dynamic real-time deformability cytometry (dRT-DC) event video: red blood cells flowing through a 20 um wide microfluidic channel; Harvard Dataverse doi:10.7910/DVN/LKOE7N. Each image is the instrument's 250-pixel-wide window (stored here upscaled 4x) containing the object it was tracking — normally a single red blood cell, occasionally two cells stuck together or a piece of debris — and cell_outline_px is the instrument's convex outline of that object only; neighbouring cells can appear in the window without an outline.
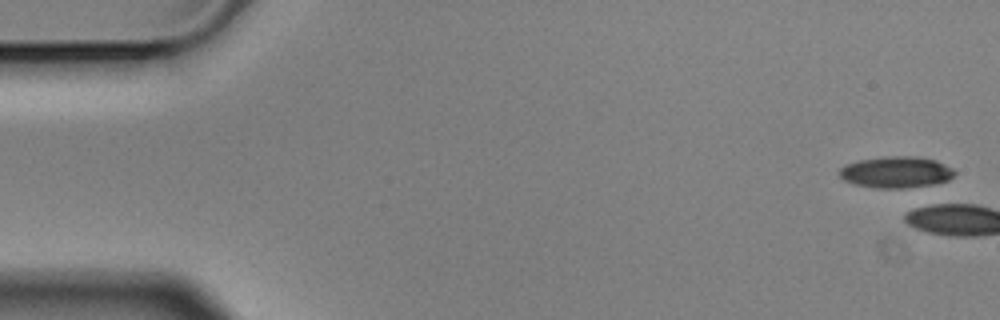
{"species": "Egyptian fruit bat (a non-hibernating species)", "species_latin": "Rousettus aegyptiacus", "temperature_condition": "cold", "stored_images_in_passage": 6, "camera_frame_rate_fps": 3000, "um_per_image_px": 0.085, "animal": {"sex": "male"}, "frame": {"image": 1, "passage_image": 1, "time_ms": 0.0, "image_size_px": [1000, 320], "cell_outline_px": [[956, 172], [948, 180], [932, 184], [904, 188], [876, 188], [856, 184], [844, 180], [840, 176], [840, 168], [848, 164], [860, 160], [884, 156], [916, 156], [936, 160], [952, 168]], "centroid_in_image_um": [76.18, 14.62], "position_along_channel_um": 8.8, "area_um2": 20.87}}
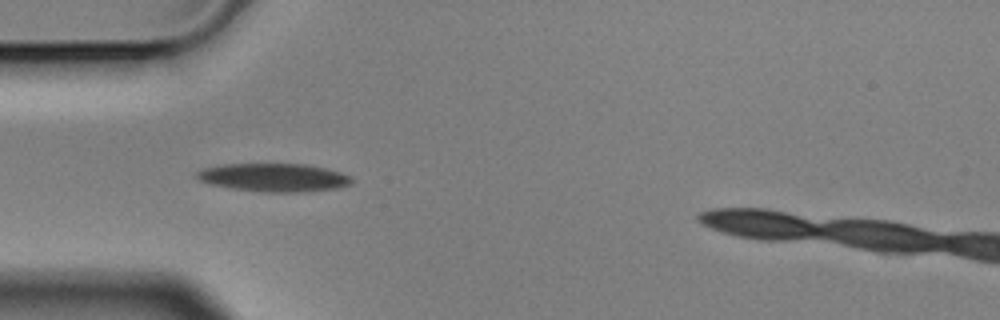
{"frame": {"image": 2, "passage_image": 6, "time_ms": 1.667, "image_size_px": [1000, 320], "cell_outline_px": [[352, 184], [340, 188], [300, 192], [268, 192], [232, 188], [212, 184], [200, 180], [196, 176], [196, 172], [204, 168], [224, 164], [308, 164], [340, 172], [352, 176]], "centroid_in_image_um": [23.34, 15.08], "position_along_channel_um": 61.7, "area_um2": 25.37}}